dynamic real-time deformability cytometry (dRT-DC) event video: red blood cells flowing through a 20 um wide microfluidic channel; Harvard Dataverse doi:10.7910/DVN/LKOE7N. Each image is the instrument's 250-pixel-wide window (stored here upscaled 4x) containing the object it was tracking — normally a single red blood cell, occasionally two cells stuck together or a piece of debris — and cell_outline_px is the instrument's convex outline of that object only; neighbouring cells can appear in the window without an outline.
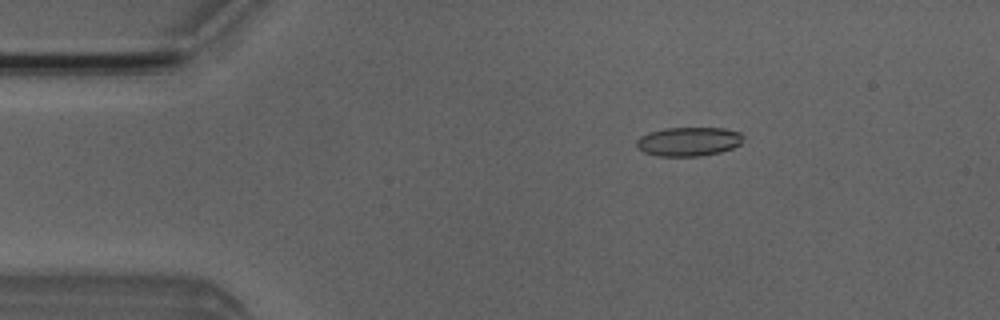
{"species": "Egyptian fruit bat (a non-hibernating species)", "species_latin": "Rousettus aegyptiacus", "temperature_condition": "room temperature", "stored_images_in_passage": 7, "camera_frame_rate_fps": 3000, "um_per_image_px": 0.085, "animal": {"sex": "male"}, "frame": {"image": 1, "passage_image": 2, "time_ms": 1.333, "image_size_px": [1000, 320], "cell_outline_px": [[744, 140], [740, 144], [732, 148], [720, 152], [700, 156], [660, 156], [644, 152], [636, 148], [636, 140], [640, 136], [648, 132], [664, 128], [724, 128], [740, 132], [744, 136]], "centroid_in_image_um": [58.53, 12.02], "position_along_channel_um": 26.5, "area_um2": 18.21}}
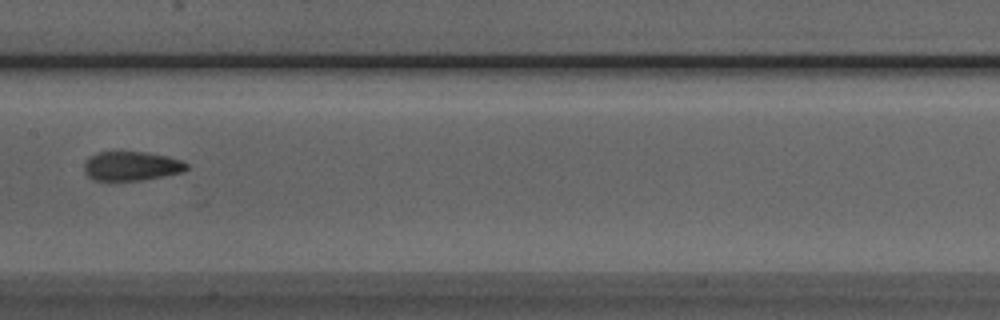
{"frame": {"image": 2, "passage_image": 7, "time_ms": 7.0, "image_size_px": [1000, 320], "cell_outline_px": [[188, 168], [184, 172], [140, 180], [92, 180], [84, 172], [84, 164], [88, 156], [100, 152], [144, 152], [168, 156], [180, 160], [188, 164]], "centroid_in_image_um": [11.16, 14.11], "position_along_channel_um": 196.2, "area_um2": 17.4}}